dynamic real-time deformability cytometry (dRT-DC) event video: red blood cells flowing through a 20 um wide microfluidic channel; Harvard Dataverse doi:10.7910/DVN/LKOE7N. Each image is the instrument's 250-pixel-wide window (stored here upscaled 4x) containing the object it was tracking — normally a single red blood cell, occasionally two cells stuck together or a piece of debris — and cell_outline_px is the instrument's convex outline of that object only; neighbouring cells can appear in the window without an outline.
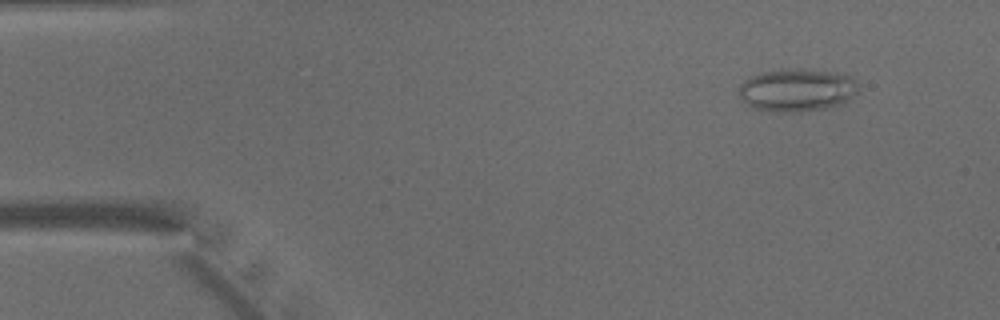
{"species": "common noctule bat (a hibernating species)", "species_latin": "Nyctalus noctula", "temperature_condition": "warm", "stored_images_in_passage": 15, "camera_frame_rate_fps": 3000, "um_per_image_px": 0.085, "animal": {"sex": "male", "body_mass_g": 15.6}, "frame": {"image": 1, "passage_image": 5, "time_ms": 1.333, "image_size_px": [1000, 320], "cell_outline_px": [[860, 88], [848, 100], [840, 104], [824, 108], [792, 112], [784, 112], [752, 108], [740, 96], [740, 84], [744, 80], [752, 76], [764, 72], [784, 68], [792, 68], [828, 72], [852, 76], [856, 80]], "centroid_in_image_um": [67.76, 7.64], "position_along_channel_um": 17.2, "area_um2": 29.42}}